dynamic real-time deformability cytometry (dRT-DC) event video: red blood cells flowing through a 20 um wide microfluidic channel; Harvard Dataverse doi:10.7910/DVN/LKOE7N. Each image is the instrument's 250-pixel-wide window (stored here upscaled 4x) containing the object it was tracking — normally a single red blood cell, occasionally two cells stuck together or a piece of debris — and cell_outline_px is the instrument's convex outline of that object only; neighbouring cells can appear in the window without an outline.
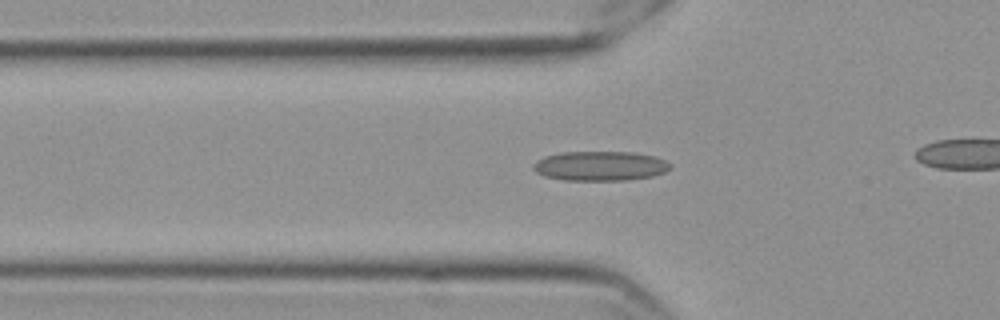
{"species": "Egyptian fruit bat (a non-hibernating species)", "species_latin": "Rousettus aegyptiacus", "temperature_condition": "cold", "stored_images_in_passage": 36, "camera_frame_rate_fps": 3000, "um_per_image_px": 0.085, "frame": {"image": 1, "passage_image": 9, "time_ms": 2.667, "image_size_px": [1000, 320], "cell_outline_px": [[672, 168], [664, 172], [652, 176], [624, 180], [564, 180], [544, 176], [536, 172], [532, 168], [532, 164], [536, 160], [544, 156], [560, 152], [632, 152], [652, 156], [664, 160]], "centroid_in_image_um": [50.94, 14.1], "position_along_channel_um": 74.9, "area_um2": 23.52}}
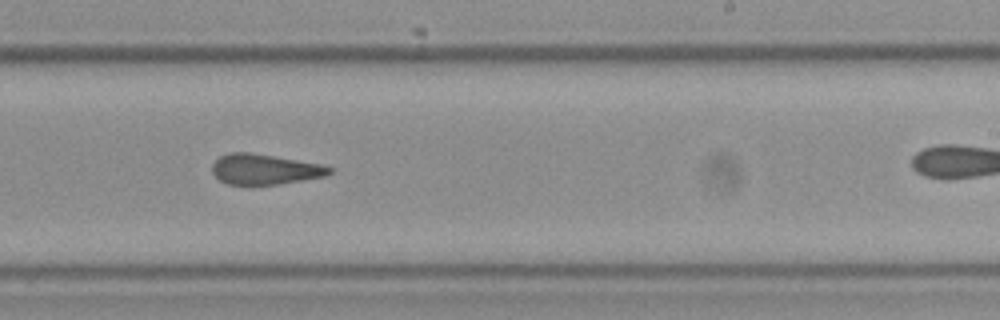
{"frame": {"image": 2, "passage_image": 25, "time_ms": 8.0, "image_size_px": [1000, 320], "cell_outline_px": [[332, 172], [324, 176], [280, 184], [228, 184], [220, 180], [212, 172], [212, 164], [220, 156], [228, 152], [248, 152], [324, 164], [332, 168]], "centroid_in_image_um": [22.5, 14.38], "position_along_channel_um": 266.5, "area_um2": 20.63}}
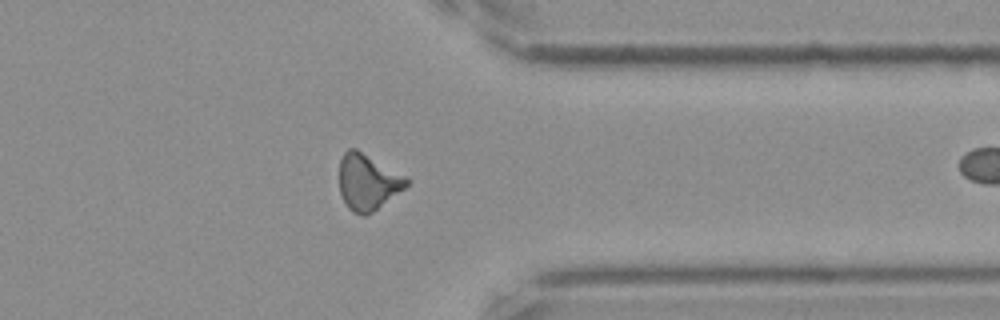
{"frame": {"image": 3, "passage_image": 35, "time_ms": 11.333, "image_size_px": [1000, 320], "cell_outline_px": [[412, 180], [404, 188], [372, 212], [364, 216], [352, 212], [348, 208], [340, 192], [340, 160], [344, 152], [348, 148], [356, 148]], "centroid_in_image_um": [31.25, 15.46], "position_along_channel_um": 380.2, "area_um2": 21.68}}